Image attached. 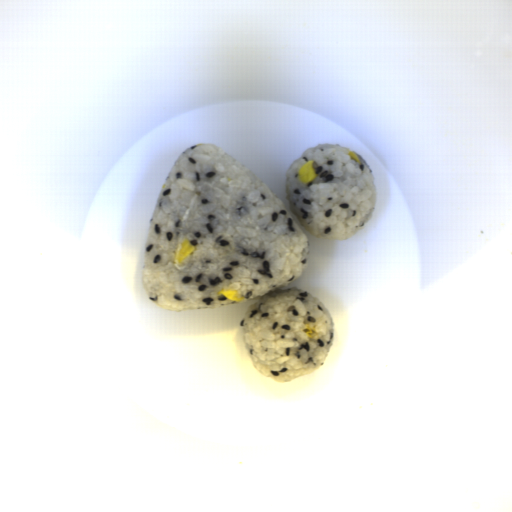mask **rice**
I'll return each mask as SVG.
<instances>
[{
  "mask_svg": "<svg viewBox=\"0 0 512 512\" xmlns=\"http://www.w3.org/2000/svg\"><path fill=\"white\" fill-rule=\"evenodd\" d=\"M185 239L196 250L178 264ZM310 247L264 182L218 146L194 144L155 201L141 281L149 300L175 312L256 300L240 322L245 350L260 374L287 383L323 366L333 348L335 323L322 300L283 289L300 279ZM223 288L244 300L217 295ZM307 325L316 327L312 338Z\"/></svg>",
  "mask_w": 512,
  "mask_h": 512,
  "instance_id": "1",
  "label": "rice"
},
{
  "mask_svg": "<svg viewBox=\"0 0 512 512\" xmlns=\"http://www.w3.org/2000/svg\"><path fill=\"white\" fill-rule=\"evenodd\" d=\"M350 147L323 143L309 147L286 172V199L292 213L308 234L317 239L348 240L374 215L377 187L371 166L356 153L361 164L348 155ZM314 161L317 178L298 179L305 162Z\"/></svg>",
  "mask_w": 512,
  "mask_h": 512,
  "instance_id": "2",
  "label": "rice"
}]
</instances>
